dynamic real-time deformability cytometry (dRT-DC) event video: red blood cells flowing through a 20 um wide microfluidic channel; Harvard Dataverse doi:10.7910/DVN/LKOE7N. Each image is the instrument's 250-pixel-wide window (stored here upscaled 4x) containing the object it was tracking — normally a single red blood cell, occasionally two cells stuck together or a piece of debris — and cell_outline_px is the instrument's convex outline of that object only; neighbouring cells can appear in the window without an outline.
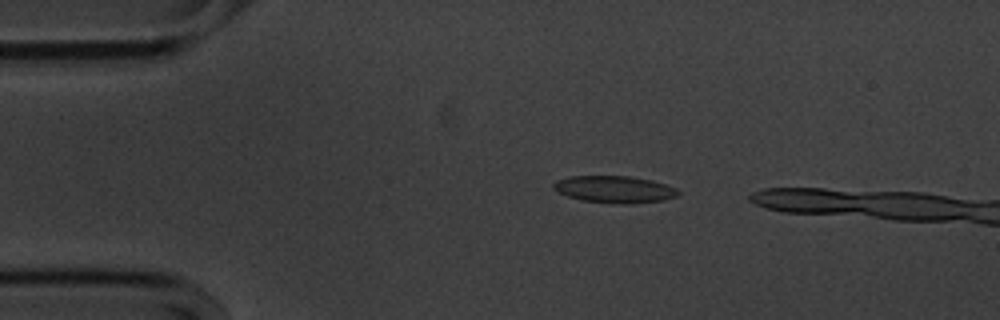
{"species": "common noctule bat (a hibernating species)", "species_latin": "Nyctalus noctula", "temperature_condition": "cold", "stored_images_in_passage": 38, "segment_of_instrument_passage": [1, 2], "camera_frame_rate_fps": 3000, "um_per_image_px": 0.085, "animal": {"sex": "male", "body_mass_g": 20.1, "forearm_length_mm": 53.5}, "frame": {"image": 1, "passage_image": 3, "time_ms": 0.667, "image_size_px": [1000, 320], "cell_outline_px": [[680, 192], [676, 196], [664, 200], [632, 204], [612, 204], [584, 200], [568, 196], [552, 188], [552, 184], [556, 180], [568, 176], [628, 176], [652, 180], [676, 188]], "centroid_in_image_um": [52.23, 16.09], "position_along_channel_um": 32.8, "area_um2": 19.65}}
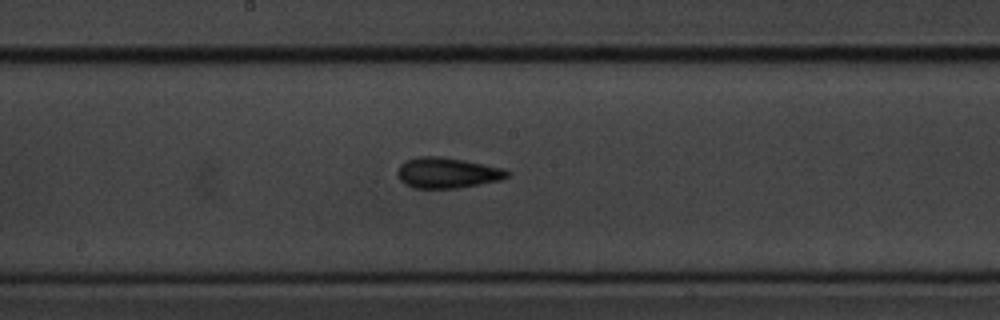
{"frame": {"image": 2, "passage_image": 21, "time_ms": 6.667, "image_size_px": [1000, 320], "cell_outline_px": [[512, 172], [508, 176], [500, 180], [480, 184], [456, 188], [412, 188], [404, 184], [400, 180], [396, 172], [400, 164], [404, 160], [416, 156], [440, 156], [464, 160], [504, 168]], "centroid_in_image_um": [37.98, 14.68], "position_along_channel_um": 210.2, "area_um2": 19.83}}
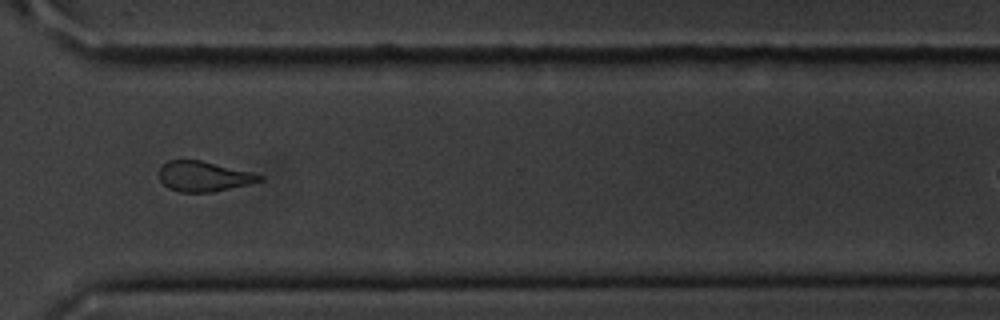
{"frame": {"image": 3, "passage_image": 33, "time_ms": 10.667, "image_size_px": [1000, 320], "cell_outline_px": [[264, 180], [248, 184], [212, 192], [180, 192], [168, 188], [160, 180], [160, 168], [168, 160], [200, 160], [264, 176]], "centroid_in_image_um": [17.29, 15.0], "position_along_channel_um": 353.3, "area_um2": 17.28}}